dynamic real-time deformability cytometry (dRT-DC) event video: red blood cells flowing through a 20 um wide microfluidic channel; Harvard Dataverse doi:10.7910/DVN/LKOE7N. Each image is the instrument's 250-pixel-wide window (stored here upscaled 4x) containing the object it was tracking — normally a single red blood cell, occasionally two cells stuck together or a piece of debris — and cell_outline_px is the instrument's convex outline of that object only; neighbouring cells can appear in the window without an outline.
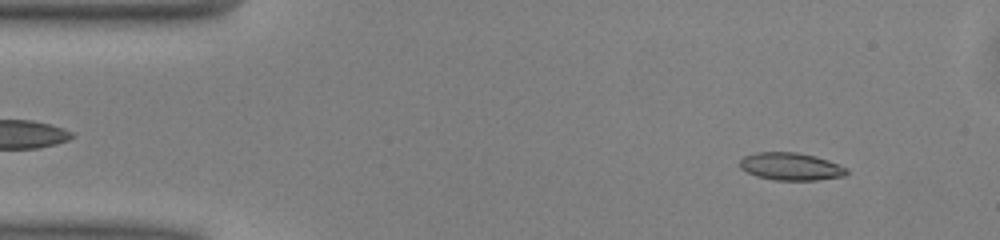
{"species": "common noctule bat (a hibernating species)", "species_latin": "Nyctalus noctula", "temperature_condition": "warm", "stored_images_in_passage": 48, "camera_frame_rate_fps": 3000, "um_per_image_px": 0.085, "animal": {"sex": "male", "body_mass_g": 13.0, "forearm_length_mm": 53.1}, "frame": {"image": 1, "passage_image": 4, "time_ms": 1.0, "image_size_px": [1000, 240], "cell_outline_px": [[848, 172], [844, 176], [816, 180], [772, 180], [756, 176], [740, 168], [740, 160], [744, 156], [756, 152], [796, 152], [816, 156], [828, 160], [848, 168]], "centroid_in_image_um": [67.22, 14.15], "position_along_channel_um": 17.8, "area_um2": 17.22}}
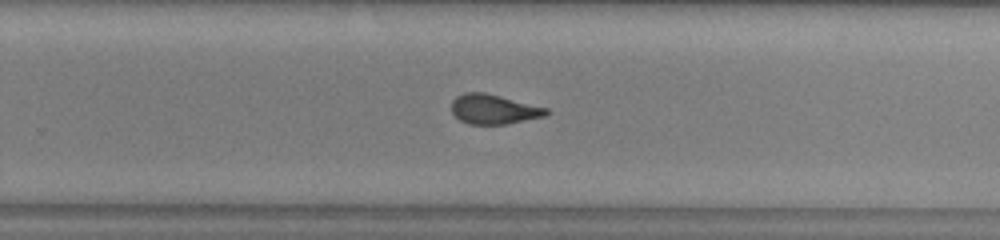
{"frame": {"image": 2, "passage_image": 30, "time_ms": 9.667, "image_size_px": [1000, 240], "cell_outline_px": [[548, 112], [544, 116], [508, 124], [468, 124], [460, 120], [452, 112], [452, 100], [456, 96], [464, 92], [484, 92], [548, 108]], "centroid_in_image_um": [41.94, 9.28], "position_along_channel_um": 287.9, "area_um2": 16.3}}
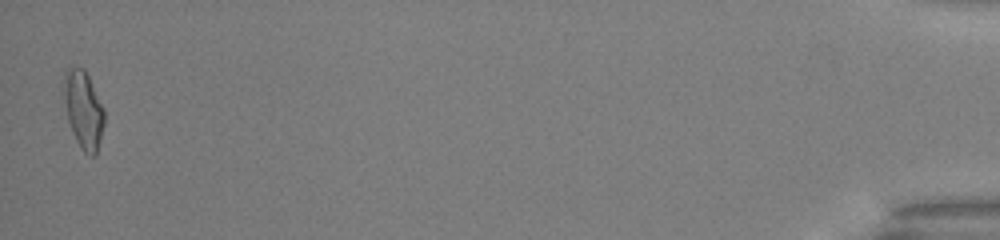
{"frame": {"image": 3, "passage_image": 48, "time_ms": 15.667, "image_size_px": [1000, 240], "cell_outline_px": [[104, 124], [96, 156], [88, 156], [80, 148], [72, 132], [68, 120], [60, 88], [60, 84], [64, 72], [68, 68], [84, 68], [104, 108]], "centroid_in_image_um": [7.04, 9.31], "position_along_channel_um": 428.2, "area_um2": 18.79}, "authors_computed_cell_mechanics": {"area_um2": 16.9354, "velocity_mm_per_s": 4.0737, "shape_relaxation_time_tau1_ms": 7.8889, "shape_relaxation_time_tau2_ms": 1.5777, "deformation_change_tau1": 0.219, "deformation_change_tau2": 0.0875}}